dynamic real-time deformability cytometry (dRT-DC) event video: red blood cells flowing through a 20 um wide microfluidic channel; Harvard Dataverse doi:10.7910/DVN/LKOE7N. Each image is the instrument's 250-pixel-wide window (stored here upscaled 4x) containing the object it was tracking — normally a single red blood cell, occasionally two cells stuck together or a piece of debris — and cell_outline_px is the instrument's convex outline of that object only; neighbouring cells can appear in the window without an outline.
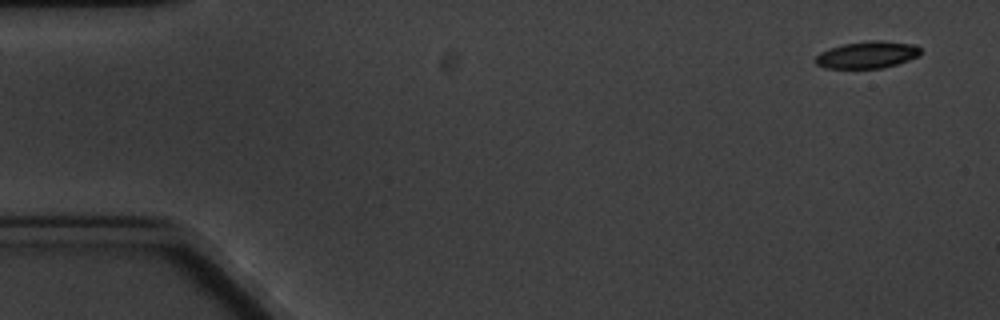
{"species": "common noctule bat (a hibernating species)", "species_latin": "Nyctalus noctula", "temperature_condition": "cold", "stored_images_in_passage": 5, "camera_frame_rate_fps": 3000, "um_per_image_px": 0.085, "animal": {"sex": "male", "body_mass_g": 20.1, "forearm_length_mm": 53.5}, "frame": {"image": 1, "passage_image": 1, "time_ms": 0.0, "image_size_px": [1000, 320], "cell_outline_px": [[920, 56], [896, 64], [880, 68], [824, 68], [816, 64], [812, 60], [820, 52], [828, 48], [844, 44], [868, 40], [880, 40], [916, 44], [920, 48]], "centroid_in_image_um": [73.69, 4.65], "position_along_channel_um": 11.3, "area_um2": 16.7}}